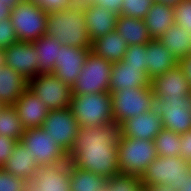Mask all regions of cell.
<instances>
[{"label": "cell", "mask_w": 191, "mask_h": 191, "mask_svg": "<svg viewBox=\"0 0 191 191\" xmlns=\"http://www.w3.org/2000/svg\"><path fill=\"white\" fill-rule=\"evenodd\" d=\"M119 125L80 127L74 146L68 154L71 165L99 174L106 180L121 174L117 152Z\"/></svg>", "instance_id": "6da1fadb"}, {"label": "cell", "mask_w": 191, "mask_h": 191, "mask_svg": "<svg viewBox=\"0 0 191 191\" xmlns=\"http://www.w3.org/2000/svg\"><path fill=\"white\" fill-rule=\"evenodd\" d=\"M45 35L67 46L92 47L82 4H73L70 8L49 13Z\"/></svg>", "instance_id": "7a4b0ae2"}, {"label": "cell", "mask_w": 191, "mask_h": 191, "mask_svg": "<svg viewBox=\"0 0 191 191\" xmlns=\"http://www.w3.org/2000/svg\"><path fill=\"white\" fill-rule=\"evenodd\" d=\"M70 109L79 127L100 126L114 122L110 92L72 94Z\"/></svg>", "instance_id": "3957f363"}, {"label": "cell", "mask_w": 191, "mask_h": 191, "mask_svg": "<svg viewBox=\"0 0 191 191\" xmlns=\"http://www.w3.org/2000/svg\"><path fill=\"white\" fill-rule=\"evenodd\" d=\"M191 175V163L182 157H161L157 156L141 175L143 188L167 184L180 191L182 183Z\"/></svg>", "instance_id": "277c9868"}, {"label": "cell", "mask_w": 191, "mask_h": 191, "mask_svg": "<svg viewBox=\"0 0 191 191\" xmlns=\"http://www.w3.org/2000/svg\"><path fill=\"white\" fill-rule=\"evenodd\" d=\"M117 152L121 174L141 175L158 156L153 140L119 136Z\"/></svg>", "instance_id": "5b68a950"}, {"label": "cell", "mask_w": 191, "mask_h": 191, "mask_svg": "<svg viewBox=\"0 0 191 191\" xmlns=\"http://www.w3.org/2000/svg\"><path fill=\"white\" fill-rule=\"evenodd\" d=\"M12 25L19 41L33 42L45 35L48 13L30 0H21L12 8Z\"/></svg>", "instance_id": "8992f818"}, {"label": "cell", "mask_w": 191, "mask_h": 191, "mask_svg": "<svg viewBox=\"0 0 191 191\" xmlns=\"http://www.w3.org/2000/svg\"><path fill=\"white\" fill-rule=\"evenodd\" d=\"M154 99L151 85L112 92L114 122L120 126L125 120L153 109Z\"/></svg>", "instance_id": "52a82bcc"}, {"label": "cell", "mask_w": 191, "mask_h": 191, "mask_svg": "<svg viewBox=\"0 0 191 191\" xmlns=\"http://www.w3.org/2000/svg\"><path fill=\"white\" fill-rule=\"evenodd\" d=\"M112 66L113 63L90 51L76 83L72 86V94L109 92Z\"/></svg>", "instance_id": "ba28073f"}, {"label": "cell", "mask_w": 191, "mask_h": 191, "mask_svg": "<svg viewBox=\"0 0 191 191\" xmlns=\"http://www.w3.org/2000/svg\"><path fill=\"white\" fill-rule=\"evenodd\" d=\"M20 141L29 148L38 166L69 161L68 153L42 127L25 129Z\"/></svg>", "instance_id": "9c48e42d"}, {"label": "cell", "mask_w": 191, "mask_h": 191, "mask_svg": "<svg viewBox=\"0 0 191 191\" xmlns=\"http://www.w3.org/2000/svg\"><path fill=\"white\" fill-rule=\"evenodd\" d=\"M33 91L49 110L70 108L72 87L53 73L39 74L28 81Z\"/></svg>", "instance_id": "30bf717a"}, {"label": "cell", "mask_w": 191, "mask_h": 191, "mask_svg": "<svg viewBox=\"0 0 191 191\" xmlns=\"http://www.w3.org/2000/svg\"><path fill=\"white\" fill-rule=\"evenodd\" d=\"M153 108L161 116L163 128L178 134L191 129V95L154 99Z\"/></svg>", "instance_id": "8fae6325"}, {"label": "cell", "mask_w": 191, "mask_h": 191, "mask_svg": "<svg viewBox=\"0 0 191 191\" xmlns=\"http://www.w3.org/2000/svg\"><path fill=\"white\" fill-rule=\"evenodd\" d=\"M42 128L69 154L80 127L71 109L64 108L49 110Z\"/></svg>", "instance_id": "7c38bea8"}, {"label": "cell", "mask_w": 191, "mask_h": 191, "mask_svg": "<svg viewBox=\"0 0 191 191\" xmlns=\"http://www.w3.org/2000/svg\"><path fill=\"white\" fill-rule=\"evenodd\" d=\"M24 191H71L70 162L39 166L34 177L26 180Z\"/></svg>", "instance_id": "4fadbf2b"}, {"label": "cell", "mask_w": 191, "mask_h": 191, "mask_svg": "<svg viewBox=\"0 0 191 191\" xmlns=\"http://www.w3.org/2000/svg\"><path fill=\"white\" fill-rule=\"evenodd\" d=\"M4 64L28 81L39 75L38 53L33 42L18 41L3 51Z\"/></svg>", "instance_id": "5bb4252c"}, {"label": "cell", "mask_w": 191, "mask_h": 191, "mask_svg": "<svg viewBox=\"0 0 191 191\" xmlns=\"http://www.w3.org/2000/svg\"><path fill=\"white\" fill-rule=\"evenodd\" d=\"M91 48H76L62 44L53 74L71 87L76 83Z\"/></svg>", "instance_id": "9a60e30c"}, {"label": "cell", "mask_w": 191, "mask_h": 191, "mask_svg": "<svg viewBox=\"0 0 191 191\" xmlns=\"http://www.w3.org/2000/svg\"><path fill=\"white\" fill-rule=\"evenodd\" d=\"M162 129V118L153 108L125 120L119 126V136L154 141Z\"/></svg>", "instance_id": "2e32d148"}, {"label": "cell", "mask_w": 191, "mask_h": 191, "mask_svg": "<svg viewBox=\"0 0 191 191\" xmlns=\"http://www.w3.org/2000/svg\"><path fill=\"white\" fill-rule=\"evenodd\" d=\"M150 85L155 99L191 95L190 84L179 64L152 79Z\"/></svg>", "instance_id": "e0dca14e"}, {"label": "cell", "mask_w": 191, "mask_h": 191, "mask_svg": "<svg viewBox=\"0 0 191 191\" xmlns=\"http://www.w3.org/2000/svg\"><path fill=\"white\" fill-rule=\"evenodd\" d=\"M25 129L42 127L49 109L30 88H27L13 104Z\"/></svg>", "instance_id": "ac0fdd59"}, {"label": "cell", "mask_w": 191, "mask_h": 191, "mask_svg": "<svg viewBox=\"0 0 191 191\" xmlns=\"http://www.w3.org/2000/svg\"><path fill=\"white\" fill-rule=\"evenodd\" d=\"M82 6L87 32L92 42L115 30L117 14L95 3H83Z\"/></svg>", "instance_id": "d6986e66"}, {"label": "cell", "mask_w": 191, "mask_h": 191, "mask_svg": "<svg viewBox=\"0 0 191 191\" xmlns=\"http://www.w3.org/2000/svg\"><path fill=\"white\" fill-rule=\"evenodd\" d=\"M151 80L142 67L128 66L122 60L113 63L109 81V92L125 90L127 87L150 86Z\"/></svg>", "instance_id": "ffe728a7"}, {"label": "cell", "mask_w": 191, "mask_h": 191, "mask_svg": "<svg viewBox=\"0 0 191 191\" xmlns=\"http://www.w3.org/2000/svg\"><path fill=\"white\" fill-rule=\"evenodd\" d=\"M178 63L175 56L158 39H152L147 43L146 74L150 80L166 73Z\"/></svg>", "instance_id": "44dd1931"}, {"label": "cell", "mask_w": 191, "mask_h": 191, "mask_svg": "<svg viewBox=\"0 0 191 191\" xmlns=\"http://www.w3.org/2000/svg\"><path fill=\"white\" fill-rule=\"evenodd\" d=\"M2 168L14 176L27 180L34 177L39 166L29 148L19 141Z\"/></svg>", "instance_id": "7402d4cb"}, {"label": "cell", "mask_w": 191, "mask_h": 191, "mask_svg": "<svg viewBox=\"0 0 191 191\" xmlns=\"http://www.w3.org/2000/svg\"><path fill=\"white\" fill-rule=\"evenodd\" d=\"M28 88V80L5 64L0 67V102L13 105Z\"/></svg>", "instance_id": "603a6c76"}, {"label": "cell", "mask_w": 191, "mask_h": 191, "mask_svg": "<svg viewBox=\"0 0 191 191\" xmlns=\"http://www.w3.org/2000/svg\"><path fill=\"white\" fill-rule=\"evenodd\" d=\"M128 43L115 30L92 42L91 51L105 60L115 63L123 60Z\"/></svg>", "instance_id": "cb8c5ba5"}, {"label": "cell", "mask_w": 191, "mask_h": 191, "mask_svg": "<svg viewBox=\"0 0 191 191\" xmlns=\"http://www.w3.org/2000/svg\"><path fill=\"white\" fill-rule=\"evenodd\" d=\"M144 22L151 39H158L175 24L174 9L170 5L153 3Z\"/></svg>", "instance_id": "d4e9b609"}, {"label": "cell", "mask_w": 191, "mask_h": 191, "mask_svg": "<svg viewBox=\"0 0 191 191\" xmlns=\"http://www.w3.org/2000/svg\"><path fill=\"white\" fill-rule=\"evenodd\" d=\"M115 29L129 46L144 45L152 40L144 19L119 15Z\"/></svg>", "instance_id": "484cf974"}, {"label": "cell", "mask_w": 191, "mask_h": 191, "mask_svg": "<svg viewBox=\"0 0 191 191\" xmlns=\"http://www.w3.org/2000/svg\"><path fill=\"white\" fill-rule=\"evenodd\" d=\"M158 40L179 61L191 53V32L173 24Z\"/></svg>", "instance_id": "4316f807"}, {"label": "cell", "mask_w": 191, "mask_h": 191, "mask_svg": "<svg viewBox=\"0 0 191 191\" xmlns=\"http://www.w3.org/2000/svg\"><path fill=\"white\" fill-rule=\"evenodd\" d=\"M39 58V74H48L54 72V65L58 59L61 43L53 37L43 35L39 39L33 41Z\"/></svg>", "instance_id": "83f0119b"}, {"label": "cell", "mask_w": 191, "mask_h": 191, "mask_svg": "<svg viewBox=\"0 0 191 191\" xmlns=\"http://www.w3.org/2000/svg\"><path fill=\"white\" fill-rule=\"evenodd\" d=\"M107 180L99 174L77 168L70 164L71 191H100Z\"/></svg>", "instance_id": "f1b7e54d"}, {"label": "cell", "mask_w": 191, "mask_h": 191, "mask_svg": "<svg viewBox=\"0 0 191 191\" xmlns=\"http://www.w3.org/2000/svg\"><path fill=\"white\" fill-rule=\"evenodd\" d=\"M25 128L13 105H3L0 108V135L20 141Z\"/></svg>", "instance_id": "f546056e"}, {"label": "cell", "mask_w": 191, "mask_h": 191, "mask_svg": "<svg viewBox=\"0 0 191 191\" xmlns=\"http://www.w3.org/2000/svg\"><path fill=\"white\" fill-rule=\"evenodd\" d=\"M180 143L181 134L166 128H163L154 139L156 153L161 157L179 156L181 151Z\"/></svg>", "instance_id": "4dcf8cb0"}, {"label": "cell", "mask_w": 191, "mask_h": 191, "mask_svg": "<svg viewBox=\"0 0 191 191\" xmlns=\"http://www.w3.org/2000/svg\"><path fill=\"white\" fill-rule=\"evenodd\" d=\"M110 191H140L143 186L137 175L119 174L107 180Z\"/></svg>", "instance_id": "1f68e13d"}, {"label": "cell", "mask_w": 191, "mask_h": 191, "mask_svg": "<svg viewBox=\"0 0 191 191\" xmlns=\"http://www.w3.org/2000/svg\"><path fill=\"white\" fill-rule=\"evenodd\" d=\"M122 61L128 66L142 67L147 71V44L128 46Z\"/></svg>", "instance_id": "d6a6232c"}, {"label": "cell", "mask_w": 191, "mask_h": 191, "mask_svg": "<svg viewBox=\"0 0 191 191\" xmlns=\"http://www.w3.org/2000/svg\"><path fill=\"white\" fill-rule=\"evenodd\" d=\"M153 3V0H123L121 15L144 19Z\"/></svg>", "instance_id": "836d02e7"}, {"label": "cell", "mask_w": 191, "mask_h": 191, "mask_svg": "<svg viewBox=\"0 0 191 191\" xmlns=\"http://www.w3.org/2000/svg\"><path fill=\"white\" fill-rule=\"evenodd\" d=\"M173 9L175 24L191 32V0H181Z\"/></svg>", "instance_id": "e575fe53"}, {"label": "cell", "mask_w": 191, "mask_h": 191, "mask_svg": "<svg viewBox=\"0 0 191 191\" xmlns=\"http://www.w3.org/2000/svg\"><path fill=\"white\" fill-rule=\"evenodd\" d=\"M18 41L19 39L12 25L11 18L2 19L0 21V50L3 51Z\"/></svg>", "instance_id": "d590c367"}, {"label": "cell", "mask_w": 191, "mask_h": 191, "mask_svg": "<svg viewBox=\"0 0 191 191\" xmlns=\"http://www.w3.org/2000/svg\"><path fill=\"white\" fill-rule=\"evenodd\" d=\"M26 180L5 171L0 167V191H24Z\"/></svg>", "instance_id": "8d00e7d4"}, {"label": "cell", "mask_w": 191, "mask_h": 191, "mask_svg": "<svg viewBox=\"0 0 191 191\" xmlns=\"http://www.w3.org/2000/svg\"><path fill=\"white\" fill-rule=\"evenodd\" d=\"M36 3L42 10L48 14L59 10L70 8L73 4V0H30Z\"/></svg>", "instance_id": "74e56055"}, {"label": "cell", "mask_w": 191, "mask_h": 191, "mask_svg": "<svg viewBox=\"0 0 191 191\" xmlns=\"http://www.w3.org/2000/svg\"><path fill=\"white\" fill-rule=\"evenodd\" d=\"M17 142L13 138L0 135V167L7 162Z\"/></svg>", "instance_id": "f35d334b"}, {"label": "cell", "mask_w": 191, "mask_h": 191, "mask_svg": "<svg viewBox=\"0 0 191 191\" xmlns=\"http://www.w3.org/2000/svg\"><path fill=\"white\" fill-rule=\"evenodd\" d=\"M180 148L179 156L191 163V129L181 134Z\"/></svg>", "instance_id": "ab89813d"}, {"label": "cell", "mask_w": 191, "mask_h": 191, "mask_svg": "<svg viewBox=\"0 0 191 191\" xmlns=\"http://www.w3.org/2000/svg\"><path fill=\"white\" fill-rule=\"evenodd\" d=\"M90 3H95L103 8H106L118 16L121 15L123 0H92Z\"/></svg>", "instance_id": "60d3db41"}, {"label": "cell", "mask_w": 191, "mask_h": 191, "mask_svg": "<svg viewBox=\"0 0 191 191\" xmlns=\"http://www.w3.org/2000/svg\"><path fill=\"white\" fill-rule=\"evenodd\" d=\"M178 64L183 70L184 75L186 76V79L188 80L191 87V53L187 57L179 60Z\"/></svg>", "instance_id": "b9f144b4"}, {"label": "cell", "mask_w": 191, "mask_h": 191, "mask_svg": "<svg viewBox=\"0 0 191 191\" xmlns=\"http://www.w3.org/2000/svg\"><path fill=\"white\" fill-rule=\"evenodd\" d=\"M12 9L9 7V2H0V21L10 17Z\"/></svg>", "instance_id": "7bdbcfd3"}, {"label": "cell", "mask_w": 191, "mask_h": 191, "mask_svg": "<svg viewBox=\"0 0 191 191\" xmlns=\"http://www.w3.org/2000/svg\"><path fill=\"white\" fill-rule=\"evenodd\" d=\"M146 189L148 191H175L172 186L167 185V184L147 186Z\"/></svg>", "instance_id": "ee69618b"}, {"label": "cell", "mask_w": 191, "mask_h": 191, "mask_svg": "<svg viewBox=\"0 0 191 191\" xmlns=\"http://www.w3.org/2000/svg\"><path fill=\"white\" fill-rule=\"evenodd\" d=\"M154 3H161V4H166L174 7L177 5L181 0H153Z\"/></svg>", "instance_id": "f6af8a7d"}, {"label": "cell", "mask_w": 191, "mask_h": 191, "mask_svg": "<svg viewBox=\"0 0 191 191\" xmlns=\"http://www.w3.org/2000/svg\"><path fill=\"white\" fill-rule=\"evenodd\" d=\"M180 191H191V175L188 179H185L184 183H182Z\"/></svg>", "instance_id": "bcb514c9"}, {"label": "cell", "mask_w": 191, "mask_h": 191, "mask_svg": "<svg viewBox=\"0 0 191 191\" xmlns=\"http://www.w3.org/2000/svg\"><path fill=\"white\" fill-rule=\"evenodd\" d=\"M21 0H0V2H9V7L12 9L16 6Z\"/></svg>", "instance_id": "7dc6e473"}, {"label": "cell", "mask_w": 191, "mask_h": 191, "mask_svg": "<svg viewBox=\"0 0 191 191\" xmlns=\"http://www.w3.org/2000/svg\"><path fill=\"white\" fill-rule=\"evenodd\" d=\"M74 4H83V3H89L92 0H73Z\"/></svg>", "instance_id": "c3c4849f"}, {"label": "cell", "mask_w": 191, "mask_h": 191, "mask_svg": "<svg viewBox=\"0 0 191 191\" xmlns=\"http://www.w3.org/2000/svg\"><path fill=\"white\" fill-rule=\"evenodd\" d=\"M4 64L3 52L0 50V67Z\"/></svg>", "instance_id": "681fc988"}, {"label": "cell", "mask_w": 191, "mask_h": 191, "mask_svg": "<svg viewBox=\"0 0 191 191\" xmlns=\"http://www.w3.org/2000/svg\"><path fill=\"white\" fill-rule=\"evenodd\" d=\"M100 191H110V190H109L108 186L105 185Z\"/></svg>", "instance_id": "f907efd6"}, {"label": "cell", "mask_w": 191, "mask_h": 191, "mask_svg": "<svg viewBox=\"0 0 191 191\" xmlns=\"http://www.w3.org/2000/svg\"><path fill=\"white\" fill-rule=\"evenodd\" d=\"M140 191H148L146 188H142Z\"/></svg>", "instance_id": "816d5d0a"}]
</instances>
